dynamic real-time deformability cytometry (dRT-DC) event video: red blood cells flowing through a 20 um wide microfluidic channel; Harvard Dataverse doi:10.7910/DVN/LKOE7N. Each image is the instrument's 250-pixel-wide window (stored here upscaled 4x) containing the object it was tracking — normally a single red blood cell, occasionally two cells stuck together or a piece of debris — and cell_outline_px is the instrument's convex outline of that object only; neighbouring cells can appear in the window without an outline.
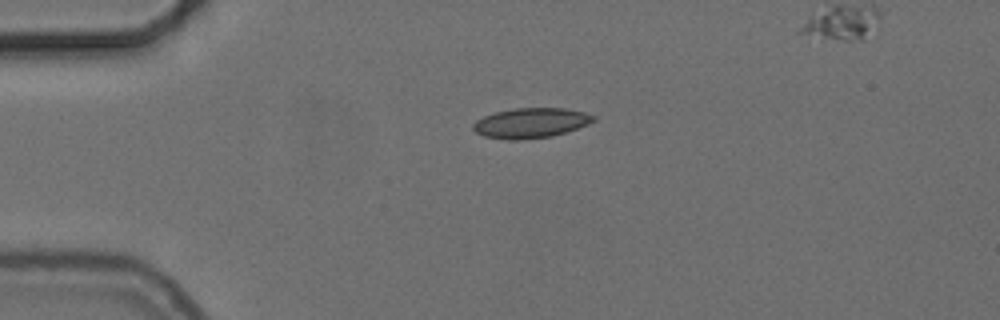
{"species": "common noctule bat (a hibernating species)", "species_latin": "Nyctalus noctula", "temperature_condition": "cold", "stored_images_in_passage": 40, "segment_of_instrument_passage": [1, 2], "camera_frame_rate_fps": 3000, "um_per_image_px": 0.085, "animal": {"sex": "female", "body_mass_g": 24.6, "forearm_length_mm": 56.2}, "frame": {"image": 1, "passage_image": 1, "time_ms": 0.0, "image_size_px": [1000, 320], "cell_outline_px": [[596, 120], [588, 124], [552, 136], [520, 140], [508, 140], [484, 136], [476, 132], [472, 128], [472, 124], [476, 120], [484, 116], [496, 112], [516, 108], [564, 108], [584, 112], [596, 116]], "centroid_in_image_um": [45.11, 10.45], "position_along_channel_um": 39.9, "area_um2": 20.98}}
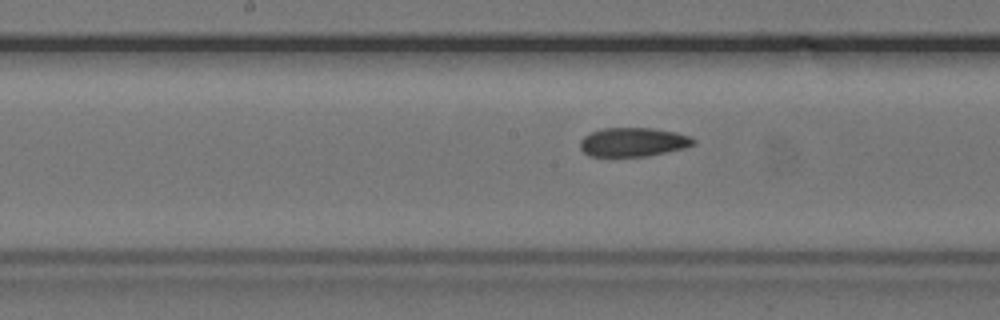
{"frame": {"image": 2, "passage_image": 16, "time_ms": 5.0, "image_size_px": [1000, 320], "cell_outline_px": [[696, 144], [684, 148], [648, 156], [592, 156], [584, 152], [580, 148], [580, 140], [584, 136], [600, 128], [652, 128], [676, 132], [692, 136], [696, 140]], "centroid_in_image_um": [53.85, 12.07], "position_along_channel_um": 194.3, "area_um2": 19.19}}
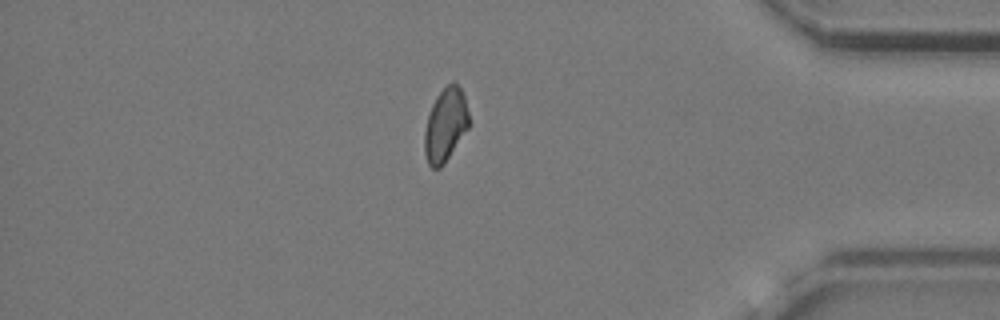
{"frame": {"image": 3, "passage_image": 35, "time_ms": 11.333, "image_size_px": [1000, 320], "cell_outline_px": [[468, 128], [444, 164], [440, 168], [432, 168], [428, 164], [424, 152], [424, 132], [428, 116], [432, 104], [436, 96], [452, 80], [456, 80], [464, 96], [468, 112]], "centroid_in_image_um": [37.85, 10.61], "position_along_channel_um": 397.4, "area_um2": 18.96}}